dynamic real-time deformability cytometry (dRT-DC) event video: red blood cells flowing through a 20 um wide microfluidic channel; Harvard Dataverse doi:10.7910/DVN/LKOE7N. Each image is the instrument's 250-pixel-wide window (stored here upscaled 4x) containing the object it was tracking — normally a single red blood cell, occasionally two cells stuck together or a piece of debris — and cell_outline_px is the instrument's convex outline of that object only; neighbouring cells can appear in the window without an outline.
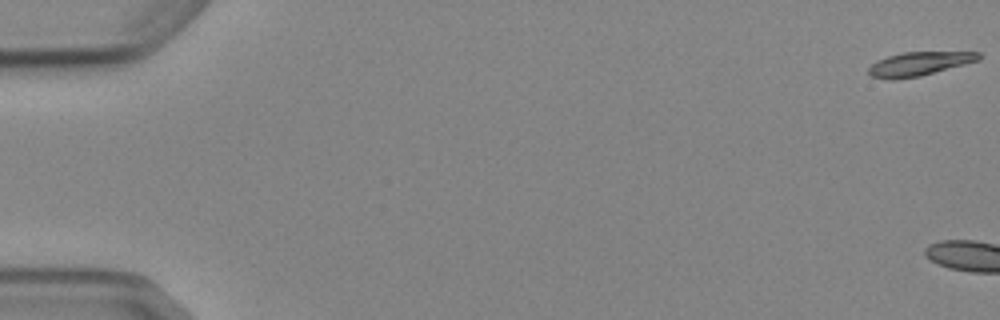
{"species": "Egyptian fruit bat (a non-hibernating species)", "species_latin": "Rousettus aegyptiacus", "temperature_condition": "cold", "stored_images_in_passage": 7, "camera_frame_rate_fps": 3000, "um_per_image_px": 0.085, "animal": {"sex": "female"}, "frame": {"image": 1, "passage_image": 1, "time_ms": 0.0, "image_size_px": [1000, 320], "cell_outline_px": [[980, 60], [920, 76], [892, 80], [872, 76], [868, 72], [868, 68], [876, 60], [888, 56], [904, 52], [980, 52]], "centroid_in_image_um": [78.11, 5.42], "position_along_channel_um": 6.9, "area_um2": 15.14}}